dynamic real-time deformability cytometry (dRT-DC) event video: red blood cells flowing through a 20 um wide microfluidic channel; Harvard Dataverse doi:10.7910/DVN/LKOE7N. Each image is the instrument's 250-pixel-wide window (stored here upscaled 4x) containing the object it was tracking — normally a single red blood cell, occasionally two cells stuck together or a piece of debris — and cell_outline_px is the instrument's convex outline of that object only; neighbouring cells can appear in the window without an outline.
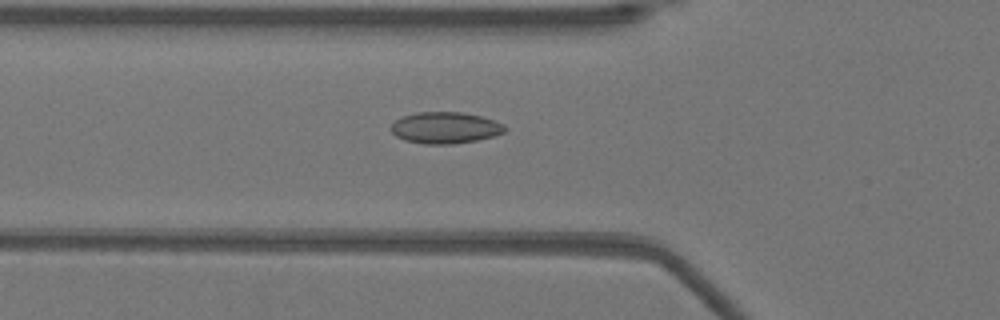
{"species": "Egyptian fruit bat (a non-hibernating species)", "species_latin": "Rousettus aegyptiacus", "temperature_condition": "warm", "stored_images_in_passage": 51, "camera_frame_rate_fps": 3000, "um_per_image_px": 0.085, "animal": {"sex": "female"}, "frame": {"image": 1, "passage_image": 18, "time_ms": 5.667, "image_size_px": [1000, 320], "cell_outline_px": [[508, 128], [504, 132], [496, 136], [476, 140], [452, 144], [424, 144], [404, 140], [396, 136], [388, 128], [396, 120], [404, 116], [416, 112], [464, 112], [496, 120], [504, 124]], "centroid_in_image_um": [37.87, 10.86], "position_along_channel_um": 87.9, "area_um2": 21.1}}
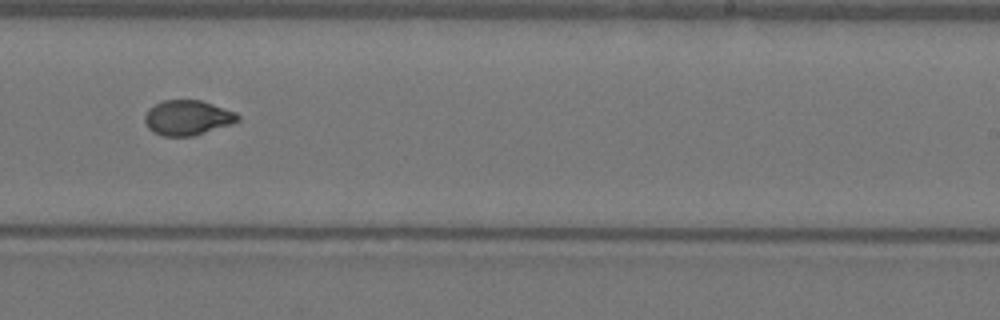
{"frame": {"image": 2, "passage_image": 32, "time_ms": 10.333, "image_size_px": [1000, 320], "cell_outline_px": [[240, 120], [232, 124], [192, 136], [164, 136], [152, 132], [148, 128], [144, 120], [144, 116], [148, 108], [164, 100], [200, 100], [236, 112], [240, 116]], "centroid_in_image_um": [15.93, 10.01], "position_along_channel_um": 273.1, "area_um2": 18.96}}
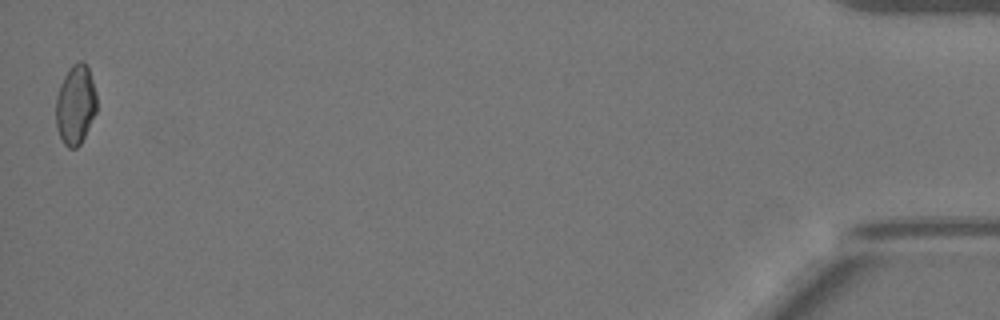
{"frame": {"image": 3, "passage_image": 51, "time_ms": 16.667, "image_size_px": [1000, 320], "cell_outline_px": [[96, 112], [80, 144], [76, 148], [68, 148], [64, 144], [56, 128], [56, 96], [60, 84], [68, 68], [72, 64], [80, 60], [84, 60], [88, 64], [96, 92]], "centroid_in_image_um": [6.41, 8.85], "position_along_channel_um": 428.8, "area_um2": 19.13}, "authors_computed_cell_mechanics": {"area_um2": 19.1896, "velocity_mm_per_s": 3.9584, "shape_relaxation_time_tau1_ms": 5.8479, "shape_relaxation_time_tau2_ms": 0.5662, "deformation_change_tau1": 0.1604, "deformation_change_tau2": 0.046}}